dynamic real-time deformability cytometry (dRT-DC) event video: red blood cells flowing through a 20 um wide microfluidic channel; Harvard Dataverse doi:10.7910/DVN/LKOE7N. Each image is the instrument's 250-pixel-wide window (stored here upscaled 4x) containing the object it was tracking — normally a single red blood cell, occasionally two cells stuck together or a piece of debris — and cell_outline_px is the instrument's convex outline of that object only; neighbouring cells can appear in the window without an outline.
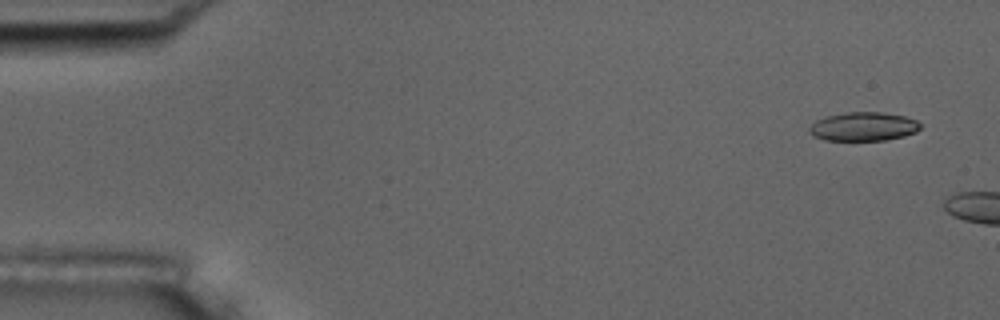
{"species": "common noctule bat (a hibernating species)", "species_latin": "Nyctalus noctula", "temperature_condition": "room temperature", "stored_images_in_passage": 3, "camera_frame_rate_fps": 3000, "um_per_image_px": 0.085, "animal": {"sex": "male", "body_mass_g": 17.5, "forearm_length_mm": 52.3}, "frame": {"image": 1, "passage_image": 1, "time_ms": 0.0, "image_size_px": [1000, 320], "cell_outline_px": [[920, 128], [916, 132], [904, 136], [884, 140], [824, 140], [812, 136], [808, 132], [808, 128], [816, 120], [824, 116], [848, 112], [884, 112], [904, 116], [916, 120], [920, 124]], "centroid_in_image_um": [73.36, 10.75], "position_along_channel_um": 11.6, "area_um2": 18.73}}